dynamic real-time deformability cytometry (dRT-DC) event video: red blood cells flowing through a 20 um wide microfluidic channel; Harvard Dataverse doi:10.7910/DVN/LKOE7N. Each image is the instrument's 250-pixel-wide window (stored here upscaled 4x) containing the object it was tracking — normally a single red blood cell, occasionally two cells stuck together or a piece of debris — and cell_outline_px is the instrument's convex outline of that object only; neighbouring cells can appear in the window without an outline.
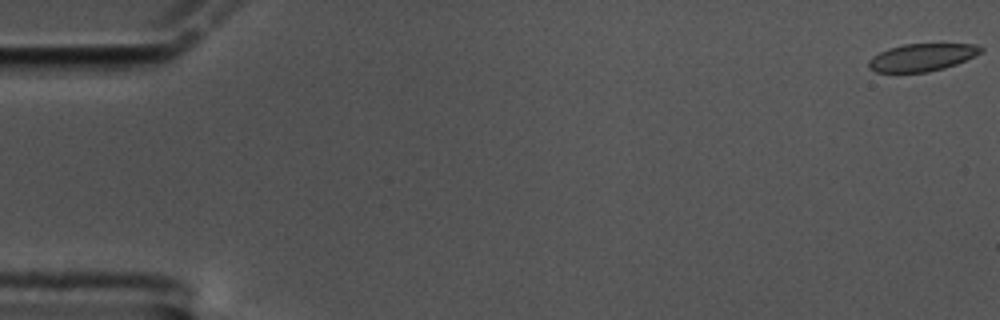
{"species": "common noctule bat (a hibernating species)", "species_latin": "Nyctalus noctula", "temperature_condition": "cold", "stored_images_in_passage": 60, "camera_frame_rate_fps": 3000, "um_per_image_px": 0.085, "animal": {"sex": "male", "body_mass_g": 17.5, "forearm_length_mm": 52.3}, "frame": {"image": 1, "passage_image": 1, "time_ms": 0.0, "image_size_px": [1000, 320], "cell_outline_px": [[984, 48], [976, 56], [956, 64], [944, 68], [928, 72], [876, 72], [868, 68], [868, 60], [872, 56], [888, 48], [904, 44], [976, 44]], "centroid_in_image_um": [78.35, 4.87], "position_along_channel_um": 6.6, "area_um2": 18.03}}
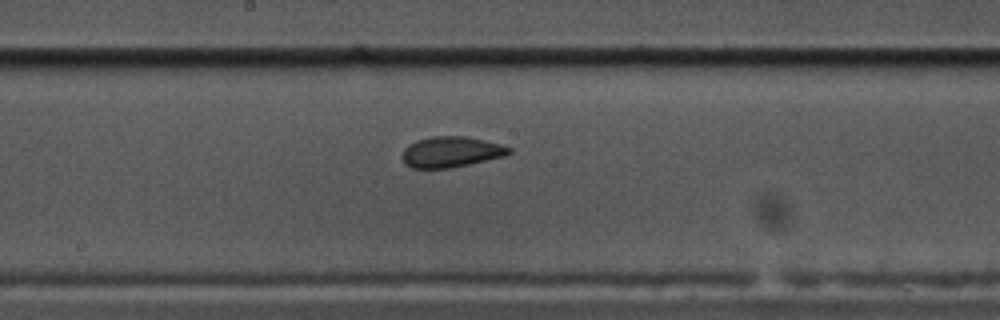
{"frame": {"image": 2, "passage_image": 32, "time_ms": 10.333, "image_size_px": [1000, 320], "cell_outline_px": [[512, 152], [504, 156], [468, 164], [448, 168], [412, 168], [404, 164], [404, 148], [408, 144], [416, 140], [432, 136], [464, 136], [500, 144], [512, 148]], "centroid_in_image_um": [38.33, 12.91], "position_along_channel_um": 209.9, "area_um2": 18.9}}
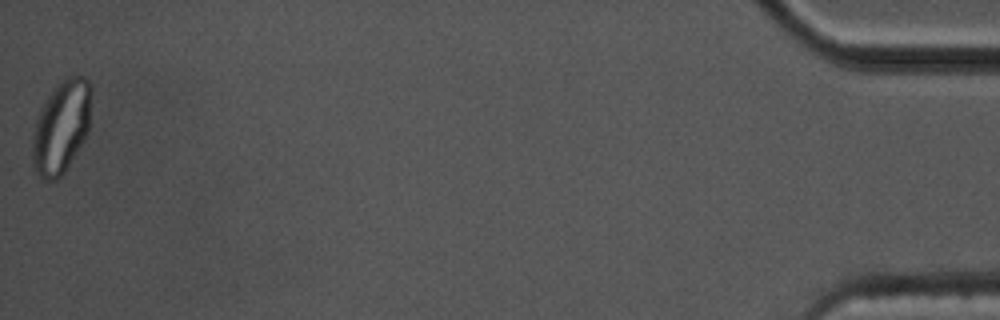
{"frame": {"image": 3, "passage_image": 60, "time_ms": 19.667, "image_size_px": [1000, 320], "cell_outline_px": [[92, 92], [88, 128], [84, 140], [64, 172], [56, 180], [40, 180], [32, 164], [32, 136], [36, 120], [40, 108], [48, 96], [60, 80], [68, 76], [84, 76], [88, 80], [92, 88]], "centroid_in_image_um": [5.2, 10.78], "position_along_channel_um": 430.0, "area_um2": 32.02}, "authors_computed_cell_mechanics": {"area_um2": 19.4786, "velocity_mm_per_s": 3.3865, "shape_relaxation_time_tau1_ms": 11.1607, "shape_relaxation_time_tau2_ms": 1.1788, "deformation_change_tau1": 0.1665, "deformation_change_tau2": 0.0562}}